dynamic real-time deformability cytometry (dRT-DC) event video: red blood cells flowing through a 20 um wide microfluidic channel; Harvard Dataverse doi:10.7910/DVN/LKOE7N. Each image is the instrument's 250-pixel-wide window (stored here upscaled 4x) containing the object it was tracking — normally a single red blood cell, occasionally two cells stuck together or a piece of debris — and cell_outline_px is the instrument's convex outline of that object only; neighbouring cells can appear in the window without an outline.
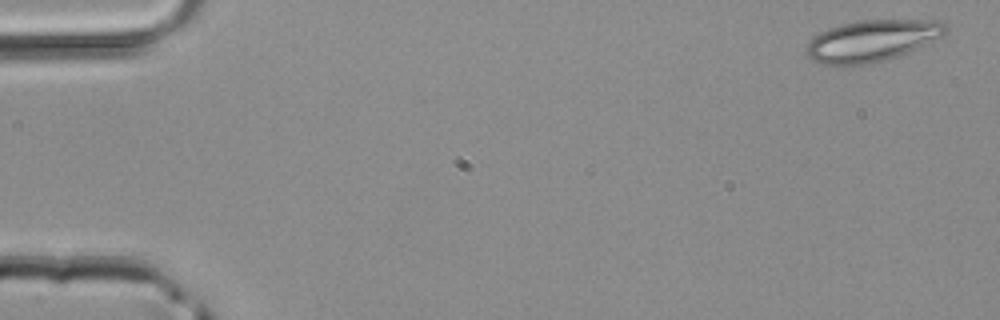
{"species": "common noctule bat (a hibernating species)", "species_latin": "Nyctalus noctula", "temperature_condition": "room temperature", "stored_images_in_passage": 3, "camera_frame_rate_fps": 3000, "um_per_image_px": 0.085, "animal": {"sex": "male", "body_mass_g": 20.4}, "frame": {"image": 1, "passage_image": 1, "time_ms": 0.0, "image_size_px": [1000, 320], "cell_outline_px": [[948, 32], [908, 52], [884, 60], [844, 68], [836, 68], [820, 64], [812, 60], [808, 56], [804, 48], [808, 40], [820, 32], [828, 28], [840, 24], [860, 20], [944, 20], [948, 28]], "centroid_in_image_um": [74.02, 3.48], "position_along_channel_um": 11.0, "area_um2": 34.28}}